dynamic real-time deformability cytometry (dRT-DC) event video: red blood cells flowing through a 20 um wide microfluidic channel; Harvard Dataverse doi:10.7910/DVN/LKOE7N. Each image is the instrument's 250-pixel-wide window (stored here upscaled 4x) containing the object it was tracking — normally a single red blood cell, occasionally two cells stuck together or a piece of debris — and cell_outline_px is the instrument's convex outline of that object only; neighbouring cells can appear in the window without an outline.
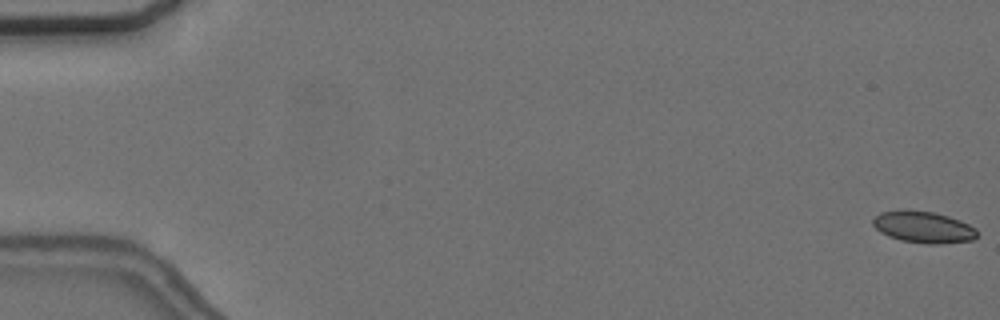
{"species": "common noctule bat (a hibernating species)", "species_latin": "Nyctalus noctula", "temperature_condition": "cold", "stored_images_in_passage": 18, "camera_frame_rate_fps": 3000, "um_per_image_px": 0.085, "animal": {"sex": "female", "body_mass_g": 24.6, "forearm_length_mm": 56.2}, "frame": {"image": 1, "passage_image": 1, "time_ms": 0.0, "image_size_px": [1000, 320], "cell_outline_px": [[976, 236], [972, 240], [940, 244], [928, 244], [900, 240], [888, 236], [880, 232], [872, 224], [872, 220], [880, 212], [904, 208], [932, 212], [948, 216], [960, 220], [976, 228]], "centroid_in_image_um": [78.45, 19.29], "position_along_channel_um": 6.6, "area_um2": 19.36}}